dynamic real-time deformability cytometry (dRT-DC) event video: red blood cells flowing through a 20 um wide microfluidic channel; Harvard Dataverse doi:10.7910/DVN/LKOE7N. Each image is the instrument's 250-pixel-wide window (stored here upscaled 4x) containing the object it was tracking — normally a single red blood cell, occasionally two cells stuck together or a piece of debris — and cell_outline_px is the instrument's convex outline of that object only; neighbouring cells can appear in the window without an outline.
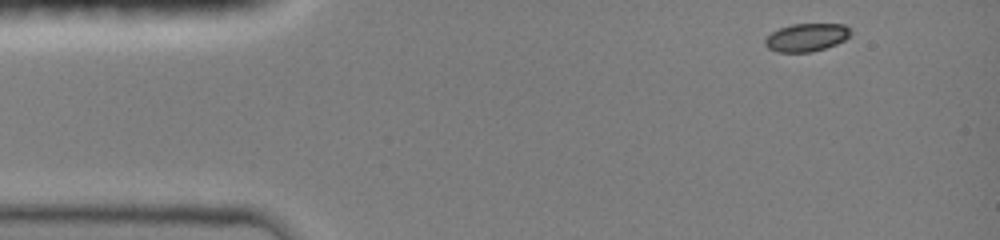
{"species": "common noctule bat (a hibernating species)", "species_latin": "Nyctalus noctula", "temperature_condition": "room temperature", "stored_images_in_passage": 41, "camera_frame_rate_fps": 3000, "um_per_image_px": 0.085, "animal": {"sex": "female", "body_mass_g": 19.0, "forearm_length_mm": 51.5}, "frame": {"image": 1, "passage_image": 1, "time_ms": 0.0, "image_size_px": [1000, 240], "cell_outline_px": [[852, 32], [844, 40], [836, 44], [812, 52], [776, 52], [768, 48], [764, 44], [764, 40], [772, 32], [780, 28], [792, 24], [844, 24]], "centroid_in_image_um": [68.53, 3.18], "position_along_channel_um": 16.5, "area_um2": 13.87}}
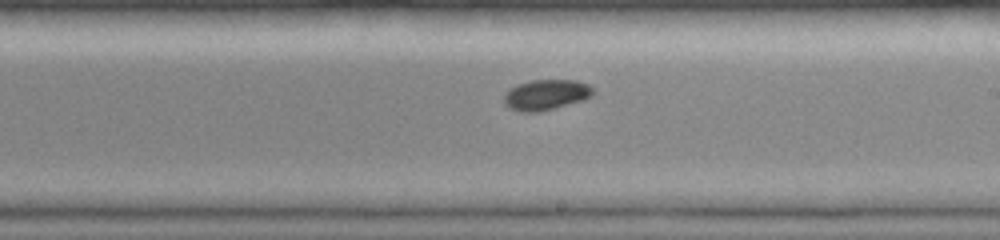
{"frame": {"image": 2, "passage_image": 24, "time_ms": 7.667, "image_size_px": [1000, 240], "cell_outline_px": [[592, 96], [584, 100], [556, 108], [540, 112], [520, 112], [508, 108], [504, 104], [504, 96], [516, 84], [532, 80], [576, 80], [588, 84], [592, 88]], "centroid_in_image_um": [46.41, 8.07], "position_along_channel_um": 242.6, "area_um2": 15.9}}
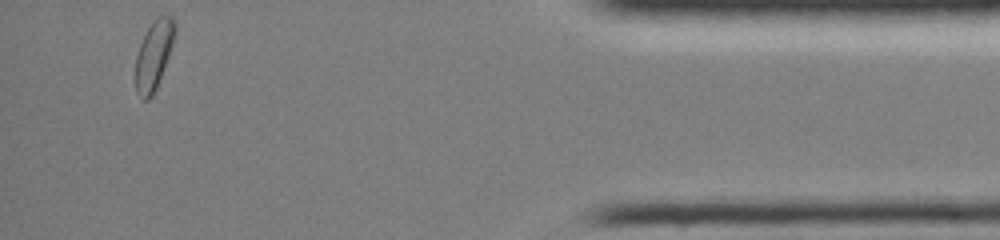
{"frame": {"image": 3, "passage_image": 41, "time_ms": 13.333, "image_size_px": [1000, 240], "cell_outline_px": [[176, 32], [168, 56], [156, 88], [152, 96], [148, 100], [144, 100], [136, 92], [136, 56], [140, 44], [152, 20], [160, 16], [172, 16], [176, 24]], "centroid_in_image_um": [13.08, 4.66], "position_along_channel_um": 422.1, "area_um2": 15.49}, "authors_computed_cell_mechanics": {"area_um2": 15.3748, "velocity_mm_per_s": 4.033, "shape_relaxation_time_tau1_ms": 4.6346, "shape_relaxation_time_tau2_ms": null, "deformation_change_tau1": 0.116, "deformation_change_tau2": null}}